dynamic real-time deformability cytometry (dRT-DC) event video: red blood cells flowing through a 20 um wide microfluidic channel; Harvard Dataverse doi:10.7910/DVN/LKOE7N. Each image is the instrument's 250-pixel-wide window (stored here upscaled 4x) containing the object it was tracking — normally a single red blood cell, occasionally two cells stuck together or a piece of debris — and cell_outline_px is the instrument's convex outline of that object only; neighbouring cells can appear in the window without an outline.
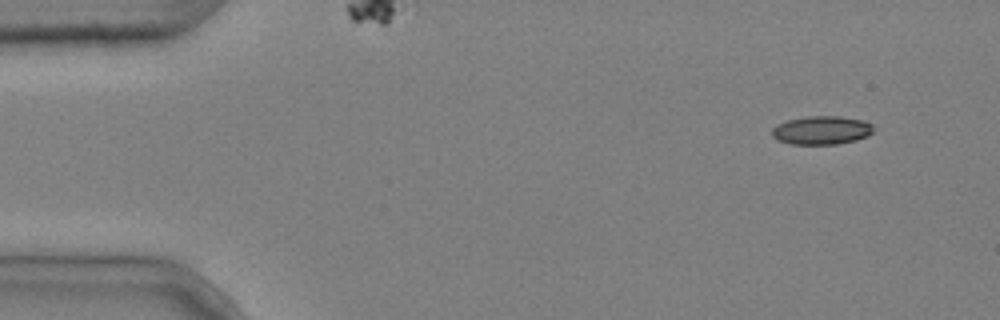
{"species": "common noctule bat (a hibernating species)", "species_latin": "Nyctalus noctula", "temperature_condition": "cold", "stored_images_in_passage": 3, "camera_frame_rate_fps": 3000, "um_per_image_px": 0.085, "animal": {"sex": "male", "body_mass_g": 20.4}, "frame": {"image": 1, "passage_image": 1, "time_ms": 0.0, "image_size_px": [1000, 320], "cell_outline_px": [[876, 128], [868, 136], [856, 140], [836, 144], [792, 144], [776, 140], [772, 136], [772, 128], [776, 124], [788, 120], [808, 116], [840, 116], [864, 120], [872, 124]], "centroid_in_image_um": [69.85, 11.07], "position_along_channel_um": 15.2, "area_um2": 17.05}}
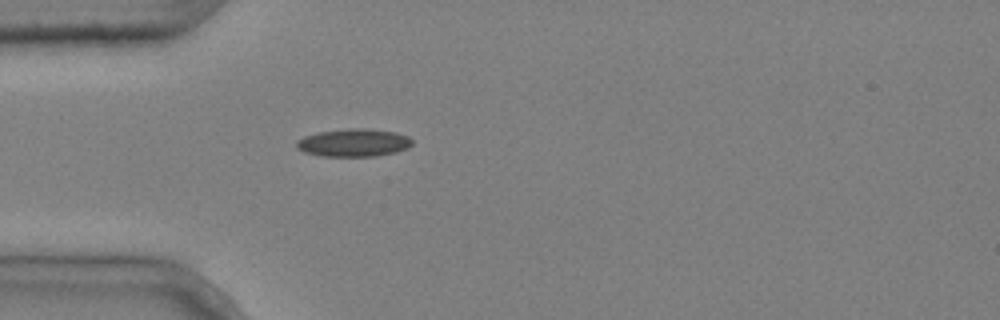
{"frame": {"image": 2, "passage_image": 3, "time_ms": 0.667, "image_size_px": [1000, 320], "cell_outline_px": [[412, 144], [408, 148], [396, 152], [376, 156], [320, 156], [304, 152], [296, 148], [296, 140], [304, 136], [320, 132], [352, 128], [360, 128], [396, 132], [408, 136], [412, 140]], "centroid_in_image_um": [30.05, 12.14], "position_along_channel_um": 54.9, "area_um2": 18.73}}